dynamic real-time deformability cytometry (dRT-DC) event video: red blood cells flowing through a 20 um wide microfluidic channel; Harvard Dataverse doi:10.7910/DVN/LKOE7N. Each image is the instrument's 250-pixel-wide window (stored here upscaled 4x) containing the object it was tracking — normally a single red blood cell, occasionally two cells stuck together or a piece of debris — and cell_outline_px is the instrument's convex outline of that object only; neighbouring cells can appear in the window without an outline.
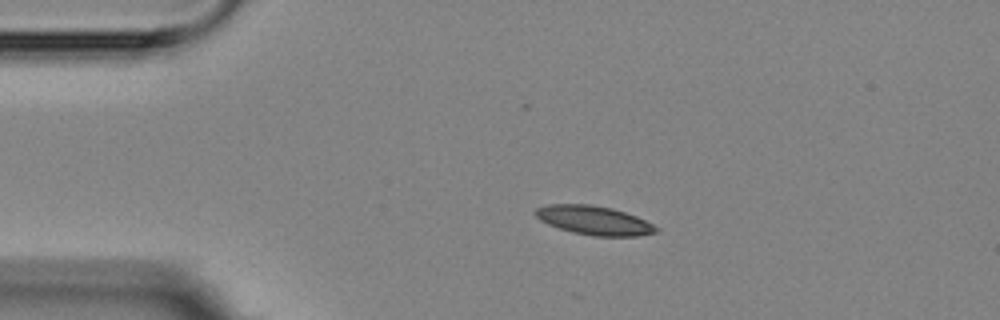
{"species": "Egyptian fruit bat (a non-hibernating species)", "species_latin": "Rousettus aegyptiacus", "temperature_condition": "room temperature", "stored_images_in_passage": 4, "camera_frame_rate_fps": 3000, "um_per_image_px": 0.085, "animal": {"sex": "female"}, "frame": {"image": 1, "passage_image": 2, "time_ms": 1.333, "image_size_px": [1000, 320], "cell_outline_px": [[660, 232], [640, 236], [592, 236], [572, 232], [548, 224], [540, 220], [532, 212], [536, 208], [548, 204], [588, 204], [612, 208], [636, 216], [660, 228]], "centroid_in_image_um": [50.51, 18.73], "position_along_channel_um": 34.5, "area_um2": 20.46}}
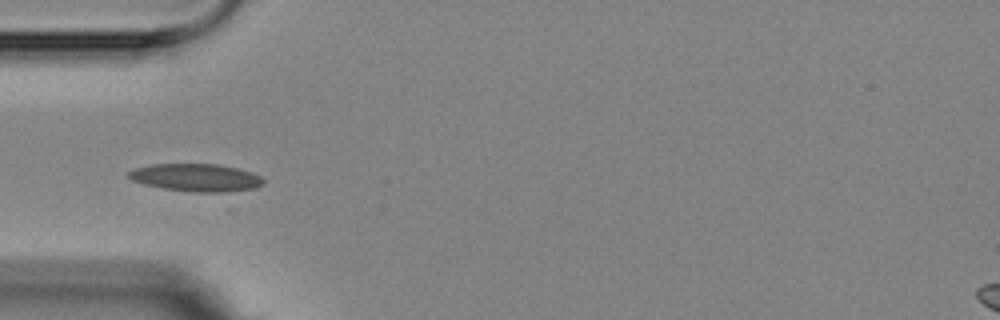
{"frame": {"image": 2, "passage_image": 4, "time_ms": 3.333, "image_size_px": [1000, 320], "cell_outline_px": [[264, 184], [256, 188], [224, 196], [220, 196], [164, 188], [144, 184], [132, 180], [124, 176], [128, 172], [136, 168], [152, 164], [220, 164], [252, 172], [260, 176], [264, 180]], "centroid_in_image_um": [16.77, 15.15], "position_along_channel_um": 68.2, "area_um2": 22.77}}